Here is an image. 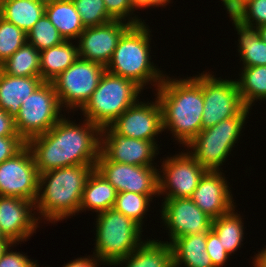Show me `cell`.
Returning <instances> with one entry per match:
<instances>
[{
  "label": "cell",
  "mask_w": 266,
  "mask_h": 267,
  "mask_svg": "<svg viewBox=\"0 0 266 267\" xmlns=\"http://www.w3.org/2000/svg\"><path fill=\"white\" fill-rule=\"evenodd\" d=\"M65 115L48 132L26 142L39 174L74 165H96L101 129L85 118L77 124Z\"/></svg>",
  "instance_id": "cell-1"
},
{
  "label": "cell",
  "mask_w": 266,
  "mask_h": 267,
  "mask_svg": "<svg viewBox=\"0 0 266 267\" xmlns=\"http://www.w3.org/2000/svg\"><path fill=\"white\" fill-rule=\"evenodd\" d=\"M153 94L161 106L163 131H170L185 148L202 130L203 72L187 78H172L165 73Z\"/></svg>",
  "instance_id": "cell-2"
},
{
  "label": "cell",
  "mask_w": 266,
  "mask_h": 267,
  "mask_svg": "<svg viewBox=\"0 0 266 267\" xmlns=\"http://www.w3.org/2000/svg\"><path fill=\"white\" fill-rule=\"evenodd\" d=\"M95 166L74 165L40 173L35 202L39 221L56 224L79 214L85 183Z\"/></svg>",
  "instance_id": "cell-3"
},
{
  "label": "cell",
  "mask_w": 266,
  "mask_h": 267,
  "mask_svg": "<svg viewBox=\"0 0 266 267\" xmlns=\"http://www.w3.org/2000/svg\"><path fill=\"white\" fill-rule=\"evenodd\" d=\"M149 28L145 22L131 25L120 37L105 68L112 74L135 82L143 90L150 84L156 90L163 81L165 71L151 61L153 35Z\"/></svg>",
  "instance_id": "cell-4"
},
{
  "label": "cell",
  "mask_w": 266,
  "mask_h": 267,
  "mask_svg": "<svg viewBox=\"0 0 266 267\" xmlns=\"http://www.w3.org/2000/svg\"><path fill=\"white\" fill-rule=\"evenodd\" d=\"M95 223L93 254L105 266L111 267L119 259L127 257L145 241L142 239L143 228L114 208L98 213Z\"/></svg>",
  "instance_id": "cell-5"
},
{
  "label": "cell",
  "mask_w": 266,
  "mask_h": 267,
  "mask_svg": "<svg viewBox=\"0 0 266 267\" xmlns=\"http://www.w3.org/2000/svg\"><path fill=\"white\" fill-rule=\"evenodd\" d=\"M142 92L143 89L135 82L106 70L96 90L80 109V115L103 129L136 104Z\"/></svg>",
  "instance_id": "cell-6"
},
{
  "label": "cell",
  "mask_w": 266,
  "mask_h": 267,
  "mask_svg": "<svg viewBox=\"0 0 266 267\" xmlns=\"http://www.w3.org/2000/svg\"><path fill=\"white\" fill-rule=\"evenodd\" d=\"M252 108L245 107L237 116L224 119L216 125L201 130L188 143V153L198 161L207 171H223L222 165L226 162L231 151L239 143L243 135V128ZM250 111V112H249Z\"/></svg>",
  "instance_id": "cell-7"
},
{
  "label": "cell",
  "mask_w": 266,
  "mask_h": 267,
  "mask_svg": "<svg viewBox=\"0 0 266 267\" xmlns=\"http://www.w3.org/2000/svg\"><path fill=\"white\" fill-rule=\"evenodd\" d=\"M14 119L17 134L27 142L48 132L64 115L52 82L44 81L29 97L21 100Z\"/></svg>",
  "instance_id": "cell-8"
},
{
  "label": "cell",
  "mask_w": 266,
  "mask_h": 267,
  "mask_svg": "<svg viewBox=\"0 0 266 267\" xmlns=\"http://www.w3.org/2000/svg\"><path fill=\"white\" fill-rule=\"evenodd\" d=\"M105 66L79 58L52 82L61 108L67 114L80 110L98 87Z\"/></svg>",
  "instance_id": "cell-9"
},
{
  "label": "cell",
  "mask_w": 266,
  "mask_h": 267,
  "mask_svg": "<svg viewBox=\"0 0 266 267\" xmlns=\"http://www.w3.org/2000/svg\"><path fill=\"white\" fill-rule=\"evenodd\" d=\"M186 150L163 158L158 167V197L190 198L207 172Z\"/></svg>",
  "instance_id": "cell-10"
},
{
  "label": "cell",
  "mask_w": 266,
  "mask_h": 267,
  "mask_svg": "<svg viewBox=\"0 0 266 267\" xmlns=\"http://www.w3.org/2000/svg\"><path fill=\"white\" fill-rule=\"evenodd\" d=\"M203 71L202 130L220 121L237 116L246 106L239 94L235 79H222L221 76Z\"/></svg>",
  "instance_id": "cell-11"
},
{
  "label": "cell",
  "mask_w": 266,
  "mask_h": 267,
  "mask_svg": "<svg viewBox=\"0 0 266 267\" xmlns=\"http://www.w3.org/2000/svg\"><path fill=\"white\" fill-rule=\"evenodd\" d=\"M39 173L29 147L0 163V195L36 202Z\"/></svg>",
  "instance_id": "cell-12"
},
{
  "label": "cell",
  "mask_w": 266,
  "mask_h": 267,
  "mask_svg": "<svg viewBox=\"0 0 266 267\" xmlns=\"http://www.w3.org/2000/svg\"><path fill=\"white\" fill-rule=\"evenodd\" d=\"M162 227L168 233L171 244L184 235L208 233L212 219L207 216L190 198H163L161 203Z\"/></svg>",
  "instance_id": "cell-13"
},
{
  "label": "cell",
  "mask_w": 266,
  "mask_h": 267,
  "mask_svg": "<svg viewBox=\"0 0 266 267\" xmlns=\"http://www.w3.org/2000/svg\"><path fill=\"white\" fill-rule=\"evenodd\" d=\"M158 166H137L109 161L101 152L95 169L117 193L158 194Z\"/></svg>",
  "instance_id": "cell-14"
},
{
  "label": "cell",
  "mask_w": 266,
  "mask_h": 267,
  "mask_svg": "<svg viewBox=\"0 0 266 267\" xmlns=\"http://www.w3.org/2000/svg\"><path fill=\"white\" fill-rule=\"evenodd\" d=\"M117 133L128 138L152 141L160 148L158 135L163 132L162 110L157 98L138 101L125 110L111 125ZM157 137V138H156Z\"/></svg>",
  "instance_id": "cell-15"
},
{
  "label": "cell",
  "mask_w": 266,
  "mask_h": 267,
  "mask_svg": "<svg viewBox=\"0 0 266 267\" xmlns=\"http://www.w3.org/2000/svg\"><path fill=\"white\" fill-rule=\"evenodd\" d=\"M159 149L152 141L128 138L111 126L101 129L100 152L109 160L137 166H156ZM158 152V153H157Z\"/></svg>",
  "instance_id": "cell-16"
},
{
  "label": "cell",
  "mask_w": 266,
  "mask_h": 267,
  "mask_svg": "<svg viewBox=\"0 0 266 267\" xmlns=\"http://www.w3.org/2000/svg\"><path fill=\"white\" fill-rule=\"evenodd\" d=\"M35 210V202L0 195V231L4 237L17 245L29 240L41 223Z\"/></svg>",
  "instance_id": "cell-17"
},
{
  "label": "cell",
  "mask_w": 266,
  "mask_h": 267,
  "mask_svg": "<svg viewBox=\"0 0 266 267\" xmlns=\"http://www.w3.org/2000/svg\"><path fill=\"white\" fill-rule=\"evenodd\" d=\"M131 24L113 20L100 26L85 27L77 41L79 58L107 66L122 34Z\"/></svg>",
  "instance_id": "cell-18"
},
{
  "label": "cell",
  "mask_w": 266,
  "mask_h": 267,
  "mask_svg": "<svg viewBox=\"0 0 266 267\" xmlns=\"http://www.w3.org/2000/svg\"><path fill=\"white\" fill-rule=\"evenodd\" d=\"M224 175L222 171H207L190 197L212 220L236 207L230 184Z\"/></svg>",
  "instance_id": "cell-19"
},
{
  "label": "cell",
  "mask_w": 266,
  "mask_h": 267,
  "mask_svg": "<svg viewBox=\"0 0 266 267\" xmlns=\"http://www.w3.org/2000/svg\"><path fill=\"white\" fill-rule=\"evenodd\" d=\"M43 82L41 77L10 76L0 69V108L15 119L21 100L29 97Z\"/></svg>",
  "instance_id": "cell-20"
},
{
  "label": "cell",
  "mask_w": 266,
  "mask_h": 267,
  "mask_svg": "<svg viewBox=\"0 0 266 267\" xmlns=\"http://www.w3.org/2000/svg\"><path fill=\"white\" fill-rule=\"evenodd\" d=\"M112 266L173 267L172 248L167 242L147 238L131 254L119 259Z\"/></svg>",
  "instance_id": "cell-21"
},
{
  "label": "cell",
  "mask_w": 266,
  "mask_h": 267,
  "mask_svg": "<svg viewBox=\"0 0 266 267\" xmlns=\"http://www.w3.org/2000/svg\"><path fill=\"white\" fill-rule=\"evenodd\" d=\"M207 233L184 235L175 239L172 248L173 267H213L206 251Z\"/></svg>",
  "instance_id": "cell-22"
},
{
  "label": "cell",
  "mask_w": 266,
  "mask_h": 267,
  "mask_svg": "<svg viewBox=\"0 0 266 267\" xmlns=\"http://www.w3.org/2000/svg\"><path fill=\"white\" fill-rule=\"evenodd\" d=\"M117 191L95 168L85 183L79 213L92 211L96 214L107 211L115 205Z\"/></svg>",
  "instance_id": "cell-23"
},
{
  "label": "cell",
  "mask_w": 266,
  "mask_h": 267,
  "mask_svg": "<svg viewBox=\"0 0 266 267\" xmlns=\"http://www.w3.org/2000/svg\"><path fill=\"white\" fill-rule=\"evenodd\" d=\"M75 42V44H74ZM79 59L76 41L65 40L57 46L40 52V77L51 82Z\"/></svg>",
  "instance_id": "cell-24"
},
{
  "label": "cell",
  "mask_w": 266,
  "mask_h": 267,
  "mask_svg": "<svg viewBox=\"0 0 266 267\" xmlns=\"http://www.w3.org/2000/svg\"><path fill=\"white\" fill-rule=\"evenodd\" d=\"M237 31V51L242 67L266 66V43L258 35L256 28L244 25L235 17H230Z\"/></svg>",
  "instance_id": "cell-25"
},
{
  "label": "cell",
  "mask_w": 266,
  "mask_h": 267,
  "mask_svg": "<svg viewBox=\"0 0 266 267\" xmlns=\"http://www.w3.org/2000/svg\"><path fill=\"white\" fill-rule=\"evenodd\" d=\"M45 14L64 40H77L85 27L73 1L55 0L45 5Z\"/></svg>",
  "instance_id": "cell-26"
},
{
  "label": "cell",
  "mask_w": 266,
  "mask_h": 267,
  "mask_svg": "<svg viewBox=\"0 0 266 267\" xmlns=\"http://www.w3.org/2000/svg\"><path fill=\"white\" fill-rule=\"evenodd\" d=\"M45 14V5L35 0H5L0 16L27 33Z\"/></svg>",
  "instance_id": "cell-27"
},
{
  "label": "cell",
  "mask_w": 266,
  "mask_h": 267,
  "mask_svg": "<svg viewBox=\"0 0 266 267\" xmlns=\"http://www.w3.org/2000/svg\"><path fill=\"white\" fill-rule=\"evenodd\" d=\"M234 207L229 213L212 220L211 229L217 234L221 240L226 252L232 256L237 250L241 248L244 241V221L239 214L235 211Z\"/></svg>",
  "instance_id": "cell-28"
},
{
  "label": "cell",
  "mask_w": 266,
  "mask_h": 267,
  "mask_svg": "<svg viewBox=\"0 0 266 267\" xmlns=\"http://www.w3.org/2000/svg\"><path fill=\"white\" fill-rule=\"evenodd\" d=\"M238 75L235 80L246 107L266 100V66L241 67Z\"/></svg>",
  "instance_id": "cell-29"
},
{
  "label": "cell",
  "mask_w": 266,
  "mask_h": 267,
  "mask_svg": "<svg viewBox=\"0 0 266 267\" xmlns=\"http://www.w3.org/2000/svg\"><path fill=\"white\" fill-rule=\"evenodd\" d=\"M0 69L10 76L40 77V52L33 45L25 43L0 65Z\"/></svg>",
  "instance_id": "cell-30"
},
{
  "label": "cell",
  "mask_w": 266,
  "mask_h": 267,
  "mask_svg": "<svg viewBox=\"0 0 266 267\" xmlns=\"http://www.w3.org/2000/svg\"><path fill=\"white\" fill-rule=\"evenodd\" d=\"M159 194H138L133 192H119L116 196L114 209L123 215L133 219L141 227H143V219L147 215L153 197Z\"/></svg>",
  "instance_id": "cell-31"
},
{
  "label": "cell",
  "mask_w": 266,
  "mask_h": 267,
  "mask_svg": "<svg viewBox=\"0 0 266 267\" xmlns=\"http://www.w3.org/2000/svg\"><path fill=\"white\" fill-rule=\"evenodd\" d=\"M63 37L44 14L27 32V43L33 45L39 52L61 44Z\"/></svg>",
  "instance_id": "cell-32"
},
{
  "label": "cell",
  "mask_w": 266,
  "mask_h": 267,
  "mask_svg": "<svg viewBox=\"0 0 266 267\" xmlns=\"http://www.w3.org/2000/svg\"><path fill=\"white\" fill-rule=\"evenodd\" d=\"M27 43V33L0 16V65Z\"/></svg>",
  "instance_id": "cell-33"
},
{
  "label": "cell",
  "mask_w": 266,
  "mask_h": 267,
  "mask_svg": "<svg viewBox=\"0 0 266 267\" xmlns=\"http://www.w3.org/2000/svg\"><path fill=\"white\" fill-rule=\"evenodd\" d=\"M84 27L100 26L113 21L104 0H73Z\"/></svg>",
  "instance_id": "cell-34"
},
{
  "label": "cell",
  "mask_w": 266,
  "mask_h": 267,
  "mask_svg": "<svg viewBox=\"0 0 266 267\" xmlns=\"http://www.w3.org/2000/svg\"><path fill=\"white\" fill-rule=\"evenodd\" d=\"M234 17L254 28L266 24V0H251Z\"/></svg>",
  "instance_id": "cell-35"
},
{
  "label": "cell",
  "mask_w": 266,
  "mask_h": 267,
  "mask_svg": "<svg viewBox=\"0 0 266 267\" xmlns=\"http://www.w3.org/2000/svg\"><path fill=\"white\" fill-rule=\"evenodd\" d=\"M108 15L113 20H120L131 25L144 23L145 20L138 17L133 7L131 0H104ZM135 15V16H133Z\"/></svg>",
  "instance_id": "cell-36"
},
{
  "label": "cell",
  "mask_w": 266,
  "mask_h": 267,
  "mask_svg": "<svg viewBox=\"0 0 266 267\" xmlns=\"http://www.w3.org/2000/svg\"><path fill=\"white\" fill-rule=\"evenodd\" d=\"M206 251L211 258L213 267H222L226 265L227 260H230V255L212 229L207 233Z\"/></svg>",
  "instance_id": "cell-37"
},
{
  "label": "cell",
  "mask_w": 266,
  "mask_h": 267,
  "mask_svg": "<svg viewBox=\"0 0 266 267\" xmlns=\"http://www.w3.org/2000/svg\"><path fill=\"white\" fill-rule=\"evenodd\" d=\"M16 246L13 243L5 250L0 257V267H40L37 260L29 259L23 252H14L12 248Z\"/></svg>",
  "instance_id": "cell-38"
},
{
  "label": "cell",
  "mask_w": 266,
  "mask_h": 267,
  "mask_svg": "<svg viewBox=\"0 0 266 267\" xmlns=\"http://www.w3.org/2000/svg\"><path fill=\"white\" fill-rule=\"evenodd\" d=\"M25 145L26 142L20 136H0V163L13 157Z\"/></svg>",
  "instance_id": "cell-39"
},
{
  "label": "cell",
  "mask_w": 266,
  "mask_h": 267,
  "mask_svg": "<svg viewBox=\"0 0 266 267\" xmlns=\"http://www.w3.org/2000/svg\"><path fill=\"white\" fill-rule=\"evenodd\" d=\"M0 136H19L15 129L14 119L0 108Z\"/></svg>",
  "instance_id": "cell-40"
},
{
  "label": "cell",
  "mask_w": 266,
  "mask_h": 267,
  "mask_svg": "<svg viewBox=\"0 0 266 267\" xmlns=\"http://www.w3.org/2000/svg\"><path fill=\"white\" fill-rule=\"evenodd\" d=\"M105 265L98 256L92 254L91 256L86 254L85 257H77L74 260L68 261L63 267H99ZM50 267V266H47Z\"/></svg>",
  "instance_id": "cell-41"
},
{
  "label": "cell",
  "mask_w": 266,
  "mask_h": 267,
  "mask_svg": "<svg viewBox=\"0 0 266 267\" xmlns=\"http://www.w3.org/2000/svg\"><path fill=\"white\" fill-rule=\"evenodd\" d=\"M223 9L226 10V13L229 17H234L238 13V3L237 0H221Z\"/></svg>",
  "instance_id": "cell-42"
},
{
  "label": "cell",
  "mask_w": 266,
  "mask_h": 267,
  "mask_svg": "<svg viewBox=\"0 0 266 267\" xmlns=\"http://www.w3.org/2000/svg\"><path fill=\"white\" fill-rule=\"evenodd\" d=\"M265 248L260 249L258 253L254 255V258L252 259V265L254 267H266V245Z\"/></svg>",
  "instance_id": "cell-43"
},
{
  "label": "cell",
  "mask_w": 266,
  "mask_h": 267,
  "mask_svg": "<svg viewBox=\"0 0 266 267\" xmlns=\"http://www.w3.org/2000/svg\"><path fill=\"white\" fill-rule=\"evenodd\" d=\"M132 3V7L134 10H142L144 8V10L147 8H150V0H131Z\"/></svg>",
  "instance_id": "cell-44"
},
{
  "label": "cell",
  "mask_w": 266,
  "mask_h": 267,
  "mask_svg": "<svg viewBox=\"0 0 266 267\" xmlns=\"http://www.w3.org/2000/svg\"><path fill=\"white\" fill-rule=\"evenodd\" d=\"M172 0H150V7L151 8H159V7H163L165 8L166 5H169Z\"/></svg>",
  "instance_id": "cell-45"
},
{
  "label": "cell",
  "mask_w": 266,
  "mask_h": 267,
  "mask_svg": "<svg viewBox=\"0 0 266 267\" xmlns=\"http://www.w3.org/2000/svg\"><path fill=\"white\" fill-rule=\"evenodd\" d=\"M256 30L260 39L266 43V24L257 27Z\"/></svg>",
  "instance_id": "cell-46"
},
{
  "label": "cell",
  "mask_w": 266,
  "mask_h": 267,
  "mask_svg": "<svg viewBox=\"0 0 266 267\" xmlns=\"http://www.w3.org/2000/svg\"><path fill=\"white\" fill-rule=\"evenodd\" d=\"M13 244L12 242H0V257L3 255L5 250Z\"/></svg>",
  "instance_id": "cell-47"
},
{
  "label": "cell",
  "mask_w": 266,
  "mask_h": 267,
  "mask_svg": "<svg viewBox=\"0 0 266 267\" xmlns=\"http://www.w3.org/2000/svg\"><path fill=\"white\" fill-rule=\"evenodd\" d=\"M251 0H237L238 3V12L241 10V8L247 4L248 2H250Z\"/></svg>",
  "instance_id": "cell-48"
},
{
  "label": "cell",
  "mask_w": 266,
  "mask_h": 267,
  "mask_svg": "<svg viewBox=\"0 0 266 267\" xmlns=\"http://www.w3.org/2000/svg\"><path fill=\"white\" fill-rule=\"evenodd\" d=\"M37 2H40L44 5H48V4H51L52 2H54L55 0H35Z\"/></svg>",
  "instance_id": "cell-49"
},
{
  "label": "cell",
  "mask_w": 266,
  "mask_h": 267,
  "mask_svg": "<svg viewBox=\"0 0 266 267\" xmlns=\"http://www.w3.org/2000/svg\"><path fill=\"white\" fill-rule=\"evenodd\" d=\"M0 242H11L10 240L6 239L4 235L0 231Z\"/></svg>",
  "instance_id": "cell-50"
}]
</instances>
